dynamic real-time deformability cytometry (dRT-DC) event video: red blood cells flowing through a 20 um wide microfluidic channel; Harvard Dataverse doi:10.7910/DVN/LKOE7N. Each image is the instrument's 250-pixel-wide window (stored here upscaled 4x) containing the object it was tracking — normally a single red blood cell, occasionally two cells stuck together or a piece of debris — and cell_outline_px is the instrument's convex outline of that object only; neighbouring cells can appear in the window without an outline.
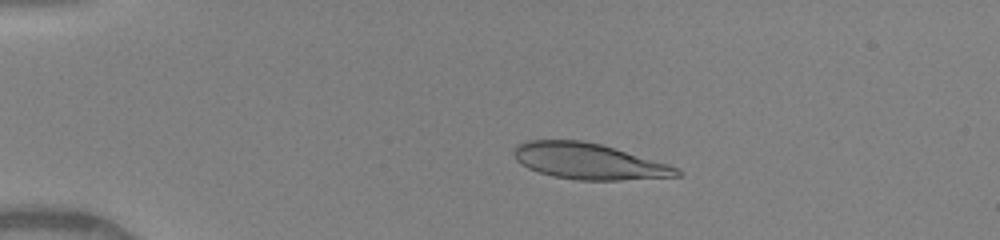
{"species": "human", "species_latin": "Homo sapiens", "temperature_condition": "warm", "stored_images_in_passage": 40, "camera_frame_rate_fps": 3000, "um_per_image_px": 0.085, "donor": {"sex": "female"}, "frame": {"image": 1, "passage_image": 1, "time_ms": 0.0, "image_size_px": [1000, 240], "cell_outline_px": [[684, 172], [680, 176], [620, 180], [576, 180], [552, 176], [528, 168], [520, 164], [516, 160], [512, 152], [516, 144], [528, 140], [580, 140], [600, 144], [668, 164], [680, 168]], "centroid_in_image_um": [50.02, 13.71], "position_along_channel_um": 35.0, "area_um2": 34.22}}
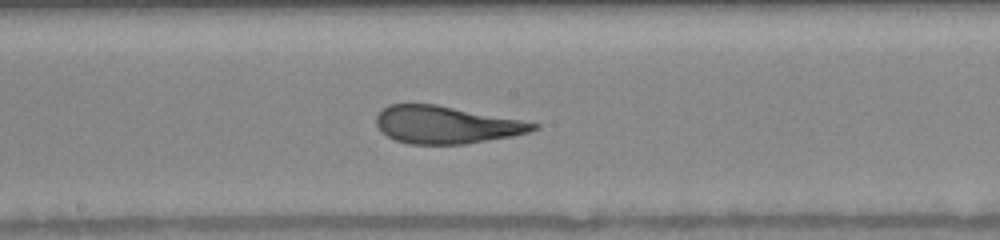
{"frame": {"image": 2, "passage_image": 18, "time_ms": 5.667, "image_size_px": [1000, 240], "cell_outline_px": [[540, 128], [528, 132], [512, 136], [464, 144], [408, 144], [396, 140], [388, 136], [376, 124], [376, 116], [388, 104], [436, 104], [520, 120], [540, 124]], "centroid_in_image_um": [37.92, 10.61], "position_along_channel_um": 210.3, "area_um2": 33.93}}
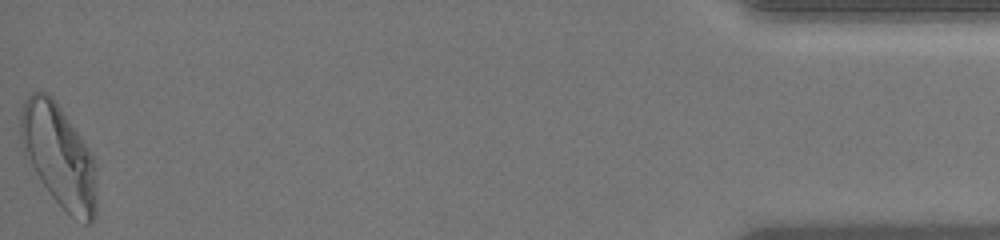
{"frame": {"image": 3, "passage_image": 40, "time_ms": 13.0, "image_size_px": [1000, 240], "cell_outline_px": [[96, 216], [92, 224], [84, 224], [72, 216], [52, 196], [40, 180], [24, 152], [20, 140], [20, 116], [24, 100], [32, 92], [48, 92], [56, 100], [88, 148], [92, 156], [96, 168]], "centroid_in_image_um": [5.02, 13.24], "position_along_channel_um": 430.2, "area_um2": 45.26}, "authors_computed_cell_mechanics": {"area_um2": 35.5181, "velocity_mm_per_s": 4.1121, "shape_relaxation_time_tau1_ms": 5.156, "shape_relaxation_time_tau2_ms": 0.7598, "deformation_change_tau1": 0.2267, "deformation_change_tau2": 0.0765}}